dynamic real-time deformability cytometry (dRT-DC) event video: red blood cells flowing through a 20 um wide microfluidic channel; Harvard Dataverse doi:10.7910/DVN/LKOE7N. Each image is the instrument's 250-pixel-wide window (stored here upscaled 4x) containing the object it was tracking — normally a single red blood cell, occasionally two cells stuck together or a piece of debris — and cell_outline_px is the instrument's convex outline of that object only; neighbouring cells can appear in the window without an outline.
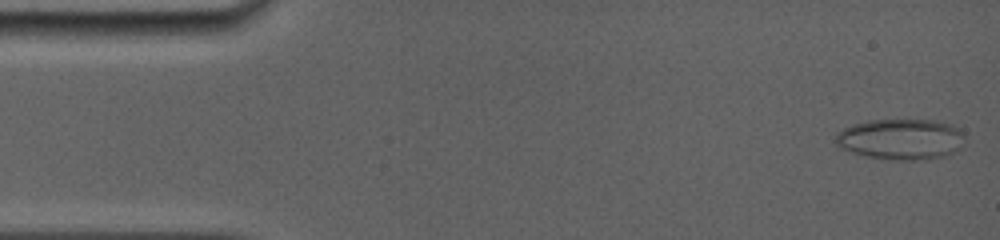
{"species": "common noctule bat (a hibernating species)", "species_latin": "Nyctalus noctula", "temperature_condition": "room temperature", "stored_images_in_passage": 73, "camera_frame_rate_fps": 5000, "um_per_image_px": 0.085, "animal": {"sex": "female", "body_mass_g": 19.0, "forearm_length_mm": 56.7}, "frame": {"image": 1, "passage_image": 2, "time_ms": 0.2, "image_size_px": [1000, 240], "cell_outline_px": [[964, 136], [960, 148], [948, 156], [928, 160], [884, 160], [852, 152], [840, 148], [836, 144], [836, 132], [852, 124], [868, 120], [936, 120], [960, 128], [964, 132]], "centroid_in_image_um": [76.59, 11.84], "position_along_channel_um": 8.4, "area_um2": 31.15}}
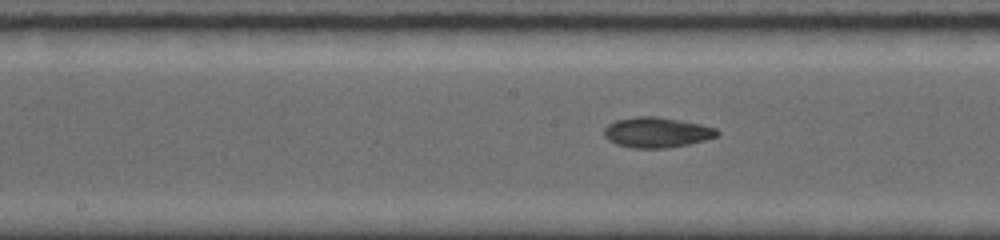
{"frame": {"image": 2, "passage_image": 43, "time_ms": 7.8, "image_size_px": [1000, 240], "cell_outline_px": [[720, 136], [688, 144], [668, 148], [632, 148], [616, 144], [608, 140], [604, 136], [604, 128], [608, 124], [616, 120], [636, 116], [656, 116], [700, 124], [716, 128], [720, 132]], "centroid_in_image_um": [55.82, 11.25], "position_along_channel_um": 192.4, "area_um2": 20.06}}
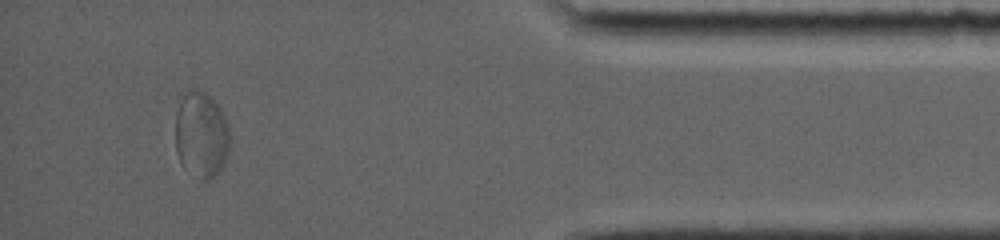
{"frame": {"image": 3, "passage_image": 65, "time_ms": 14.4, "image_size_px": [1000, 240], "cell_outline_px": [[228, 152], [220, 172], [208, 180], [204, 180], [184, 168], [180, 164], [176, 152], [176, 112], [180, 100], [188, 88], [196, 88], [204, 92], [220, 108], [228, 124]], "centroid_in_image_um": [17.08, 11.44], "position_along_channel_um": 418.1, "area_um2": 27.28}, "authors_computed_cell_mechanics": {"area_um2": 21.5594, "velocity_mm_per_s": 3.9327, "shape_relaxation_time_tau1_ms": 4.4537, "shape_relaxation_time_tau2_ms": 2.8355, "deformation_change_tau1": 0.134, "deformation_change_tau2": 0.0552}}